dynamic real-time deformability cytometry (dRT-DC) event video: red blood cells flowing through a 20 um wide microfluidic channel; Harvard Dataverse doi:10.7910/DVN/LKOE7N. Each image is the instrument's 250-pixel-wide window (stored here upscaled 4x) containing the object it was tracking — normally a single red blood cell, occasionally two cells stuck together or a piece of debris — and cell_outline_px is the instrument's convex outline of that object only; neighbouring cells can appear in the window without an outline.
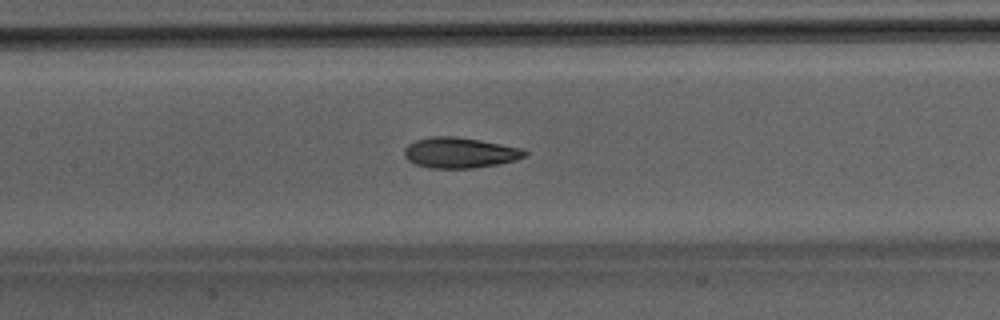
{"species": "Egyptian fruit bat (a non-hibernating species)", "species_latin": "Rousettus aegyptiacus", "temperature_condition": "room temperature", "stored_images_in_passage": 44, "camera_frame_rate_fps": 3000, "um_per_image_px": 0.085, "animal": {"sex": "male"}, "frame": {"image": 1, "passage_image": 19, "time_ms": 6.0, "image_size_px": [1000, 320], "cell_outline_px": [[528, 152], [524, 156], [516, 160], [496, 164], [472, 168], [428, 168], [416, 164], [408, 160], [404, 156], [404, 148], [408, 144], [416, 140], [432, 136], [456, 136], [480, 140], [524, 148]], "centroid_in_image_um": [39.07, 12.97], "position_along_channel_um": 168.3, "area_um2": 21.5}}
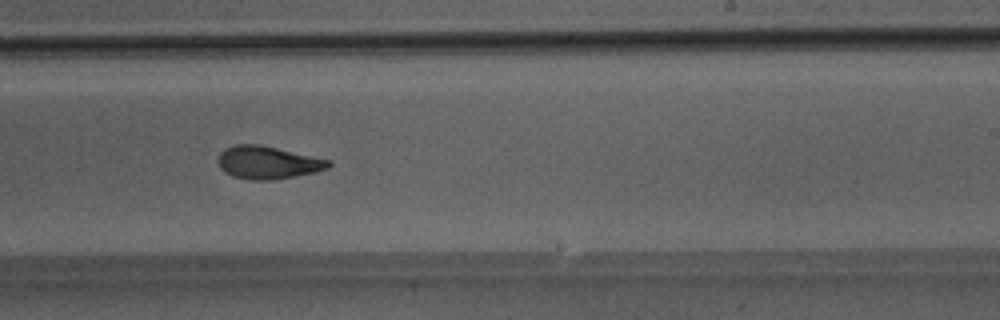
{"frame": {"image": 2, "passage_image": 26, "time_ms": 8.333, "image_size_px": [1000, 320], "cell_outline_px": [[332, 164], [328, 168], [316, 172], [272, 180], [252, 180], [232, 176], [224, 172], [220, 168], [216, 160], [220, 152], [224, 148], [232, 144], [260, 144], [332, 160]], "centroid_in_image_um": [22.74, 13.8], "position_along_channel_um": 266.3, "area_um2": 21.44}}
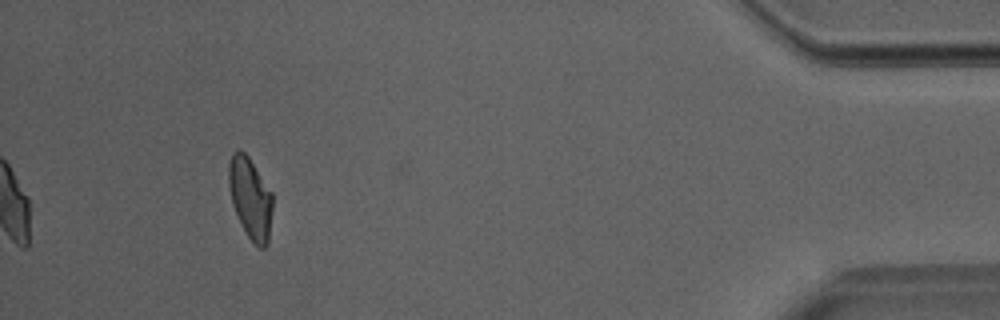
{"frame": {"image": 3, "passage_image": 41, "time_ms": 13.333, "image_size_px": [1000, 320], "cell_outline_px": [[272, 212], [268, 244], [264, 248], [260, 248], [248, 236], [232, 204], [228, 184], [228, 164], [232, 152], [236, 148], [240, 148], [248, 156], [272, 192]], "centroid_in_image_um": [21.27, 16.78], "position_along_channel_um": 413.9, "area_um2": 20.75}}